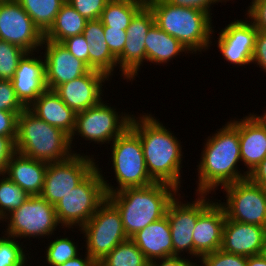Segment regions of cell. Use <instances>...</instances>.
<instances>
[{"instance_id": "6da1fadb", "label": "cell", "mask_w": 266, "mask_h": 266, "mask_svg": "<svg viewBox=\"0 0 266 266\" xmlns=\"http://www.w3.org/2000/svg\"><path fill=\"white\" fill-rule=\"evenodd\" d=\"M197 168V193L211 194L225 185L248 178L247 171H239L241 161L239 142V119L226 122L203 145Z\"/></svg>"}, {"instance_id": "7a4b0ae2", "label": "cell", "mask_w": 266, "mask_h": 266, "mask_svg": "<svg viewBox=\"0 0 266 266\" xmlns=\"http://www.w3.org/2000/svg\"><path fill=\"white\" fill-rule=\"evenodd\" d=\"M135 117L132 116L130 127L139 135L150 177L181 191L184 157L181 140L154 115L142 112Z\"/></svg>"}, {"instance_id": "3957f363", "label": "cell", "mask_w": 266, "mask_h": 266, "mask_svg": "<svg viewBox=\"0 0 266 266\" xmlns=\"http://www.w3.org/2000/svg\"><path fill=\"white\" fill-rule=\"evenodd\" d=\"M178 192L172 185L154 182L145 187L125 188L107 194V198L119 210L125 233L131 238L152 222L164 217L169 203Z\"/></svg>"}, {"instance_id": "277c9868", "label": "cell", "mask_w": 266, "mask_h": 266, "mask_svg": "<svg viewBox=\"0 0 266 266\" xmlns=\"http://www.w3.org/2000/svg\"><path fill=\"white\" fill-rule=\"evenodd\" d=\"M146 4L154 14L156 25L176 38L190 54H202L213 45V16L199 9L173 5L166 0H150Z\"/></svg>"}, {"instance_id": "5b68a950", "label": "cell", "mask_w": 266, "mask_h": 266, "mask_svg": "<svg viewBox=\"0 0 266 266\" xmlns=\"http://www.w3.org/2000/svg\"><path fill=\"white\" fill-rule=\"evenodd\" d=\"M15 146L16 152L47 163L62 162L74 154L70 137L37 117L28 108L18 115Z\"/></svg>"}, {"instance_id": "8992f818", "label": "cell", "mask_w": 266, "mask_h": 266, "mask_svg": "<svg viewBox=\"0 0 266 266\" xmlns=\"http://www.w3.org/2000/svg\"><path fill=\"white\" fill-rule=\"evenodd\" d=\"M110 149L116 187L103 176L99 163L96 164L107 194L125 188L145 187L155 182L147 171L139 135L130 126L111 143Z\"/></svg>"}, {"instance_id": "52a82bcc", "label": "cell", "mask_w": 266, "mask_h": 266, "mask_svg": "<svg viewBox=\"0 0 266 266\" xmlns=\"http://www.w3.org/2000/svg\"><path fill=\"white\" fill-rule=\"evenodd\" d=\"M102 178L96 167L54 206L57 220L63 230L81 228L107 199Z\"/></svg>"}, {"instance_id": "ba28073f", "label": "cell", "mask_w": 266, "mask_h": 266, "mask_svg": "<svg viewBox=\"0 0 266 266\" xmlns=\"http://www.w3.org/2000/svg\"><path fill=\"white\" fill-rule=\"evenodd\" d=\"M107 101L102 100L99 104L90 107L84 111L76 113L75 129L70 137V145L73 150V140L79 136L89 144H111L119 135H121L129 126L133 114L123 111H116ZM120 113V114H119ZM112 141V142H111Z\"/></svg>"}, {"instance_id": "9c48e42d", "label": "cell", "mask_w": 266, "mask_h": 266, "mask_svg": "<svg viewBox=\"0 0 266 266\" xmlns=\"http://www.w3.org/2000/svg\"><path fill=\"white\" fill-rule=\"evenodd\" d=\"M1 221L8 223L3 230L5 235L28 241L31 237L51 239V235L61 227L54 206L40 195L30 196Z\"/></svg>"}, {"instance_id": "30bf717a", "label": "cell", "mask_w": 266, "mask_h": 266, "mask_svg": "<svg viewBox=\"0 0 266 266\" xmlns=\"http://www.w3.org/2000/svg\"><path fill=\"white\" fill-rule=\"evenodd\" d=\"M78 231L85 238V253L96 263L119 243L128 239L121 214L108 198Z\"/></svg>"}, {"instance_id": "8fae6325", "label": "cell", "mask_w": 266, "mask_h": 266, "mask_svg": "<svg viewBox=\"0 0 266 266\" xmlns=\"http://www.w3.org/2000/svg\"><path fill=\"white\" fill-rule=\"evenodd\" d=\"M181 197L180 192L169 203L166 216L169 219L173 256L188 254L194 259L193 229L199 215L214 201L209 194L197 193L194 201L188 202ZM211 197L212 199H209ZM182 200H181V199ZM184 200V202H182ZM186 252V253H185ZM182 253V254H181Z\"/></svg>"}, {"instance_id": "7c38bea8", "label": "cell", "mask_w": 266, "mask_h": 266, "mask_svg": "<svg viewBox=\"0 0 266 266\" xmlns=\"http://www.w3.org/2000/svg\"><path fill=\"white\" fill-rule=\"evenodd\" d=\"M226 194L223 206L229 220L266 227V193L246 178L222 187Z\"/></svg>"}, {"instance_id": "4fadbf2b", "label": "cell", "mask_w": 266, "mask_h": 266, "mask_svg": "<svg viewBox=\"0 0 266 266\" xmlns=\"http://www.w3.org/2000/svg\"><path fill=\"white\" fill-rule=\"evenodd\" d=\"M93 156L79 152L65 161L48 163L40 196L55 206L96 168Z\"/></svg>"}, {"instance_id": "5bb4252c", "label": "cell", "mask_w": 266, "mask_h": 266, "mask_svg": "<svg viewBox=\"0 0 266 266\" xmlns=\"http://www.w3.org/2000/svg\"><path fill=\"white\" fill-rule=\"evenodd\" d=\"M44 34L17 0L0 3V40L39 54Z\"/></svg>"}, {"instance_id": "9a60e30c", "label": "cell", "mask_w": 266, "mask_h": 266, "mask_svg": "<svg viewBox=\"0 0 266 266\" xmlns=\"http://www.w3.org/2000/svg\"><path fill=\"white\" fill-rule=\"evenodd\" d=\"M155 23L150 7L145 4L132 18L126 29L127 39L123 52L117 57L119 72L123 80L132 82L146 61L145 39L149 29ZM142 65V66H141Z\"/></svg>"}, {"instance_id": "2e32d148", "label": "cell", "mask_w": 266, "mask_h": 266, "mask_svg": "<svg viewBox=\"0 0 266 266\" xmlns=\"http://www.w3.org/2000/svg\"><path fill=\"white\" fill-rule=\"evenodd\" d=\"M237 19L225 26L218 33V40L216 39L218 51L222 54V58L226 62L238 66H245L252 64V57L255 48V40L258 30L252 22ZM248 19V20H247Z\"/></svg>"}, {"instance_id": "e0dca14e", "label": "cell", "mask_w": 266, "mask_h": 266, "mask_svg": "<svg viewBox=\"0 0 266 266\" xmlns=\"http://www.w3.org/2000/svg\"><path fill=\"white\" fill-rule=\"evenodd\" d=\"M41 52L45 60V81L49 90L62 83L74 80L88 73L91 68L73 56L60 42L43 39Z\"/></svg>"}, {"instance_id": "ac0fdd59", "label": "cell", "mask_w": 266, "mask_h": 266, "mask_svg": "<svg viewBox=\"0 0 266 266\" xmlns=\"http://www.w3.org/2000/svg\"><path fill=\"white\" fill-rule=\"evenodd\" d=\"M106 81H110L106 74L91 69L79 78L62 83L53 91L68 107L78 113L99 104L104 99L102 97L105 91L102 86Z\"/></svg>"}, {"instance_id": "d6986e66", "label": "cell", "mask_w": 266, "mask_h": 266, "mask_svg": "<svg viewBox=\"0 0 266 266\" xmlns=\"http://www.w3.org/2000/svg\"><path fill=\"white\" fill-rule=\"evenodd\" d=\"M225 219V210L218 199L199 215L192 233L196 262L221 248Z\"/></svg>"}, {"instance_id": "ffe728a7", "label": "cell", "mask_w": 266, "mask_h": 266, "mask_svg": "<svg viewBox=\"0 0 266 266\" xmlns=\"http://www.w3.org/2000/svg\"><path fill=\"white\" fill-rule=\"evenodd\" d=\"M34 52H27L19 61L11 79L17 98L28 108L48 88L45 81V60Z\"/></svg>"}, {"instance_id": "44dd1931", "label": "cell", "mask_w": 266, "mask_h": 266, "mask_svg": "<svg viewBox=\"0 0 266 266\" xmlns=\"http://www.w3.org/2000/svg\"><path fill=\"white\" fill-rule=\"evenodd\" d=\"M266 227L225 219L221 250L245 257L264 253Z\"/></svg>"}, {"instance_id": "7402d4cb", "label": "cell", "mask_w": 266, "mask_h": 266, "mask_svg": "<svg viewBox=\"0 0 266 266\" xmlns=\"http://www.w3.org/2000/svg\"><path fill=\"white\" fill-rule=\"evenodd\" d=\"M241 162L250 174L266 158V122L252 113L239 119Z\"/></svg>"}, {"instance_id": "603a6c76", "label": "cell", "mask_w": 266, "mask_h": 266, "mask_svg": "<svg viewBox=\"0 0 266 266\" xmlns=\"http://www.w3.org/2000/svg\"><path fill=\"white\" fill-rule=\"evenodd\" d=\"M47 165V162L16 152L7 163L5 175L30 196L40 195Z\"/></svg>"}, {"instance_id": "cb8c5ba5", "label": "cell", "mask_w": 266, "mask_h": 266, "mask_svg": "<svg viewBox=\"0 0 266 266\" xmlns=\"http://www.w3.org/2000/svg\"><path fill=\"white\" fill-rule=\"evenodd\" d=\"M149 260L173 256L169 219L165 215L130 238Z\"/></svg>"}, {"instance_id": "d4e9b609", "label": "cell", "mask_w": 266, "mask_h": 266, "mask_svg": "<svg viewBox=\"0 0 266 266\" xmlns=\"http://www.w3.org/2000/svg\"><path fill=\"white\" fill-rule=\"evenodd\" d=\"M28 109L71 137L75 129L76 113L53 90L43 92Z\"/></svg>"}, {"instance_id": "484cf974", "label": "cell", "mask_w": 266, "mask_h": 266, "mask_svg": "<svg viewBox=\"0 0 266 266\" xmlns=\"http://www.w3.org/2000/svg\"><path fill=\"white\" fill-rule=\"evenodd\" d=\"M82 34L89 44V67L106 74L112 80L118 63L106 43L103 23L99 19L87 21Z\"/></svg>"}, {"instance_id": "4316f807", "label": "cell", "mask_w": 266, "mask_h": 266, "mask_svg": "<svg viewBox=\"0 0 266 266\" xmlns=\"http://www.w3.org/2000/svg\"><path fill=\"white\" fill-rule=\"evenodd\" d=\"M146 62L163 66L177 56L190 53L176 38L160 29L154 23L145 39Z\"/></svg>"}, {"instance_id": "83f0119b", "label": "cell", "mask_w": 266, "mask_h": 266, "mask_svg": "<svg viewBox=\"0 0 266 266\" xmlns=\"http://www.w3.org/2000/svg\"><path fill=\"white\" fill-rule=\"evenodd\" d=\"M87 21L66 1L51 27L44 33V38L62 43L69 37L82 34Z\"/></svg>"}, {"instance_id": "f1b7e54d", "label": "cell", "mask_w": 266, "mask_h": 266, "mask_svg": "<svg viewBox=\"0 0 266 266\" xmlns=\"http://www.w3.org/2000/svg\"><path fill=\"white\" fill-rule=\"evenodd\" d=\"M145 4L142 0H109L99 20L103 27L126 30L134 15Z\"/></svg>"}, {"instance_id": "f546056e", "label": "cell", "mask_w": 266, "mask_h": 266, "mask_svg": "<svg viewBox=\"0 0 266 266\" xmlns=\"http://www.w3.org/2000/svg\"><path fill=\"white\" fill-rule=\"evenodd\" d=\"M33 23L44 34L53 24L62 5L67 0H17Z\"/></svg>"}, {"instance_id": "4dcf8cb0", "label": "cell", "mask_w": 266, "mask_h": 266, "mask_svg": "<svg viewBox=\"0 0 266 266\" xmlns=\"http://www.w3.org/2000/svg\"><path fill=\"white\" fill-rule=\"evenodd\" d=\"M97 266H149V260L136 244L128 238L114 247Z\"/></svg>"}, {"instance_id": "1f68e13d", "label": "cell", "mask_w": 266, "mask_h": 266, "mask_svg": "<svg viewBox=\"0 0 266 266\" xmlns=\"http://www.w3.org/2000/svg\"><path fill=\"white\" fill-rule=\"evenodd\" d=\"M30 195L10 180L6 175L0 176V223L11 211L19 208Z\"/></svg>"}, {"instance_id": "d6a6232c", "label": "cell", "mask_w": 266, "mask_h": 266, "mask_svg": "<svg viewBox=\"0 0 266 266\" xmlns=\"http://www.w3.org/2000/svg\"><path fill=\"white\" fill-rule=\"evenodd\" d=\"M0 237V266H27L30 253L26 251V244L18 241L15 237L7 236L2 231ZM24 245V246H23ZM25 248V250H24ZM28 256V257H27ZM29 258V259H28Z\"/></svg>"}, {"instance_id": "836d02e7", "label": "cell", "mask_w": 266, "mask_h": 266, "mask_svg": "<svg viewBox=\"0 0 266 266\" xmlns=\"http://www.w3.org/2000/svg\"><path fill=\"white\" fill-rule=\"evenodd\" d=\"M58 237H56L54 240H51L50 243H48V246H46V261L44 262L46 264L48 263L50 266H59L67 260L80 255L79 250L84 248H78L79 245L72 241V238L70 239L67 236H62V238L61 236Z\"/></svg>"}, {"instance_id": "e575fe53", "label": "cell", "mask_w": 266, "mask_h": 266, "mask_svg": "<svg viewBox=\"0 0 266 266\" xmlns=\"http://www.w3.org/2000/svg\"><path fill=\"white\" fill-rule=\"evenodd\" d=\"M27 53L21 47L0 40V79L11 80L19 61Z\"/></svg>"}, {"instance_id": "d590c367", "label": "cell", "mask_w": 266, "mask_h": 266, "mask_svg": "<svg viewBox=\"0 0 266 266\" xmlns=\"http://www.w3.org/2000/svg\"><path fill=\"white\" fill-rule=\"evenodd\" d=\"M200 261L195 262V266H246L247 257L230 254L221 249L204 255L199 258ZM201 263V264H198Z\"/></svg>"}, {"instance_id": "8d00e7d4", "label": "cell", "mask_w": 266, "mask_h": 266, "mask_svg": "<svg viewBox=\"0 0 266 266\" xmlns=\"http://www.w3.org/2000/svg\"><path fill=\"white\" fill-rule=\"evenodd\" d=\"M25 108L16 96L12 81L0 79V110L19 115Z\"/></svg>"}, {"instance_id": "74e56055", "label": "cell", "mask_w": 266, "mask_h": 266, "mask_svg": "<svg viewBox=\"0 0 266 266\" xmlns=\"http://www.w3.org/2000/svg\"><path fill=\"white\" fill-rule=\"evenodd\" d=\"M108 1L109 0H67V2L88 21L99 19Z\"/></svg>"}, {"instance_id": "f35d334b", "label": "cell", "mask_w": 266, "mask_h": 266, "mask_svg": "<svg viewBox=\"0 0 266 266\" xmlns=\"http://www.w3.org/2000/svg\"><path fill=\"white\" fill-rule=\"evenodd\" d=\"M62 44L73 56L85 62L89 66V44L86 42L83 34L69 37L65 39Z\"/></svg>"}, {"instance_id": "ab89813d", "label": "cell", "mask_w": 266, "mask_h": 266, "mask_svg": "<svg viewBox=\"0 0 266 266\" xmlns=\"http://www.w3.org/2000/svg\"><path fill=\"white\" fill-rule=\"evenodd\" d=\"M104 35L111 53L117 58L123 52L125 46L127 39L126 30L104 27Z\"/></svg>"}, {"instance_id": "60d3db41", "label": "cell", "mask_w": 266, "mask_h": 266, "mask_svg": "<svg viewBox=\"0 0 266 266\" xmlns=\"http://www.w3.org/2000/svg\"><path fill=\"white\" fill-rule=\"evenodd\" d=\"M247 18L257 30H266V0H252L247 7Z\"/></svg>"}, {"instance_id": "b9f144b4", "label": "cell", "mask_w": 266, "mask_h": 266, "mask_svg": "<svg viewBox=\"0 0 266 266\" xmlns=\"http://www.w3.org/2000/svg\"><path fill=\"white\" fill-rule=\"evenodd\" d=\"M16 137L0 136V176L5 175L7 163L16 153Z\"/></svg>"}, {"instance_id": "7bdbcfd3", "label": "cell", "mask_w": 266, "mask_h": 266, "mask_svg": "<svg viewBox=\"0 0 266 266\" xmlns=\"http://www.w3.org/2000/svg\"><path fill=\"white\" fill-rule=\"evenodd\" d=\"M252 63L266 73V30H258Z\"/></svg>"}, {"instance_id": "ee69618b", "label": "cell", "mask_w": 266, "mask_h": 266, "mask_svg": "<svg viewBox=\"0 0 266 266\" xmlns=\"http://www.w3.org/2000/svg\"><path fill=\"white\" fill-rule=\"evenodd\" d=\"M17 118L15 112L0 110V136L17 137Z\"/></svg>"}, {"instance_id": "f6af8a7d", "label": "cell", "mask_w": 266, "mask_h": 266, "mask_svg": "<svg viewBox=\"0 0 266 266\" xmlns=\"http://www.w3.org/2000/svg\"><path fill=\"white\" fill-rule=\"evenodd\" d=\"M167 2L181 7H189L194 9L202 10L208 13L210 16L212 13V5L217 3H224L229 2V0H166Z\"/></svg>"}, {"instance_id": "bcb514c9", "label": "cell", "mask_w": 266, "mask_h": 266, "mask_svg": "<svg viewBox=\"0 0 266 266\" xmlns=\"http://www.w3.org/2000/svg\"><path fill=\"white\" fill-rule=\"evenodd\" d=\"M187 256H170L149 261V266H195V261Z\"/></svg>"}, {"instance_id": "7dc6e473", "label": "cell", "mask_w": 266, "mask_h": 266, "mask_svg": "<svg viewBox=\"0 0 266 266\" xmlns=\"http://www.w3.org/2000/svg\"><path fill=\"white\" fill-rule=\"evenodd\" d=\"M248 178L266 193V158L248 175Z\"/></svg>"}, {"instance_id": "c3c4849f", "label": "cell", "mask_w": 266, "mask_h": 266, "mask_svg": "<svg viewBox=\"0 0 266 266\" xmlns=\"http://www.w3.org/2000/svg\"><path fill=\"white\" fill-rule=\"evenodd\" d=\"M59 266H97V263L86 253L67 260Z\"/></svg>"}, {"instance_id": "681fc988", "label": "cell", "mask_w": 266, "mask_h": 266, "mask_svg": "<svg viewBox=\"0 0 266 266\" xmlns=\"http://www.w3.org/2000/svg\"><path fill=\"white\" fill-rule=\"evenodd\" d=\"M246 266H266V256L263 254L247 257Z\"/></svg>"}, {"instance_id": "f907efd6", "label": "cell", "mask_w": 266, "mask_h": 266, "mask_svg": "<svg viewBox=\"0 0 266 266\" xmlns=\"http://www.w3.org/2000/svg\"><path fill=\"white\" fill-rule=\"evenodd\" d=\"M266 122V111L263 114L259 115Z\"/></svg>"}, {"instance_id": "816d5d0a", "label": "cell", "mask_w": 266, "mask_h": 266, "mask_svg": "<svg viewBox=\"0 0 266 266\" xmlns=\"http://www.w3.org/2000/svg\"><path fill=\"white\" fill-rule=\"evenodd\" d=\"M6 1H9V0H0V3L6 2Z\"/></svg>"}, {"instance_id": "f5cc1de1", "label": "cell", "mask_w": 266, "mask_h": 266, "mask_svg": "<svg viewBox=\"0 0 266 266\" xmlns=\"http://www.w3.org/2000/svg\"><path fill=\"white\" fill-rule=\"evenodd\" d=\"M264 255L266 256V246H265V248H264Z\"/></svg>"}]
</instances>
